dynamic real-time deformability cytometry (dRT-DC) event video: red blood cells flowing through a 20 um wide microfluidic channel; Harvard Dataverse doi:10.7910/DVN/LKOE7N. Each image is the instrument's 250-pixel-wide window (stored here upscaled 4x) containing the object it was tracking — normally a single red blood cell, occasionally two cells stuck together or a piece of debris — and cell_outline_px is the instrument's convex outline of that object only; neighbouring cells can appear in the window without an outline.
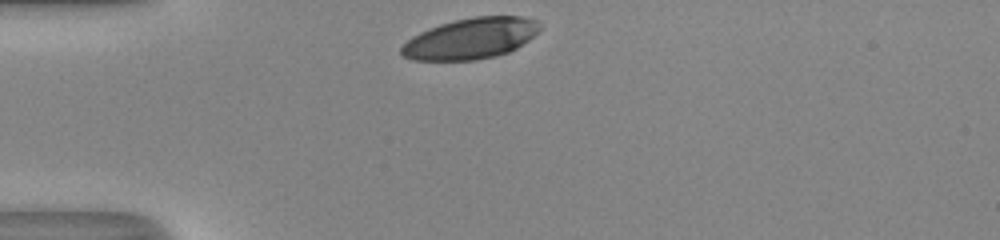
{"species": "human", "species_latin": "Homo sapiens", "temperature_condition": "room temperature", "stored_images_in_passage": 28, "camera_frame_rate_fps": 3000, "um_per_image_px": 0.085, "donor": {"sex": "male"}, "frame": {"image": 1, "passage_image": 1, "time_ms": 0.0, "image_size_px": [1000, 240], "cell_outline_px": [[540, 28], [528, 40], [516, 48], [508, 52], [496, 56], [476, 60], [412, 60], [404, 56], [400, 52], [400, 48], [412, 36], [428, 28], [440, 24], [472, 16], [520, 16], [536, 20]], "centroid_in_image_um": [39.98, 3.27], "position_along_channel_um": 45.0, "area_um2": 32.83}}
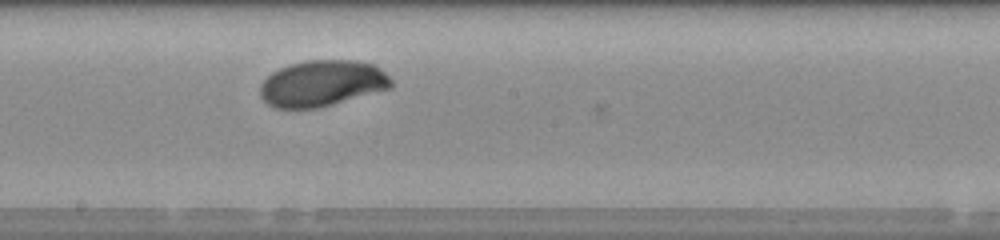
{"frame": {"image": 2, "passage_image": 16, "time_ms": 5.0, "image_size_px": [1000, 240], "cell_outline_px": [[392, 88], [332, 104], [316, 108], [276, 108], [268, 104], [260, 96], [260, 84], [272, 72], [288, 64], [304, 60], [360, 60], [376, 64], [392, 80]], "centroid_in_image_um": [27.39, 7.07], "position_along_channel_um": 220.8, "area_um2": 35.43}}
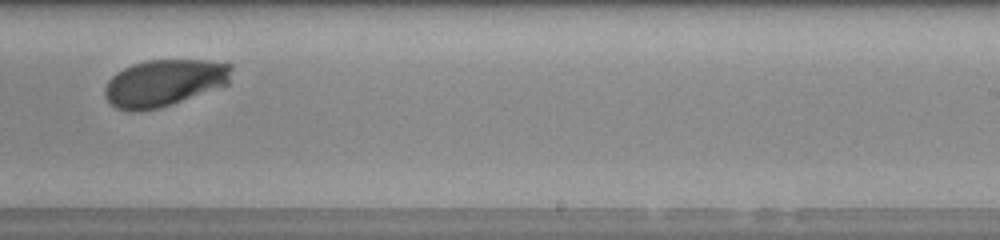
{"frame": {"image": 3, "passage_image": 20, "time_ms": 6.333, "image_size_px": [1000, 240], "cell_outline_px": [[232, 68], [228, 84], [160, 108], [136, 112], [132, 112], [116, 108], [104, 96], [104, 88], [108, 80], [116, 72], [132, 64], [148, 60], [208, 60], [232, 64]], "centroid_in_image_um": [13.93, 7.04], "position_along_channel_um": 275.1, "area_um2": 34.62}, "authors_computed_cell_mechanics": {"area_um2": 35.3736, "velocity_mm_per_s": 4.0747, "shape_relaxation_time_tau1_ms": 2.4957, "shape_relaxation_time_tau2_ms": null, "deformation_change_tau1": 0.1336, "deformation_change_tau2": null}}